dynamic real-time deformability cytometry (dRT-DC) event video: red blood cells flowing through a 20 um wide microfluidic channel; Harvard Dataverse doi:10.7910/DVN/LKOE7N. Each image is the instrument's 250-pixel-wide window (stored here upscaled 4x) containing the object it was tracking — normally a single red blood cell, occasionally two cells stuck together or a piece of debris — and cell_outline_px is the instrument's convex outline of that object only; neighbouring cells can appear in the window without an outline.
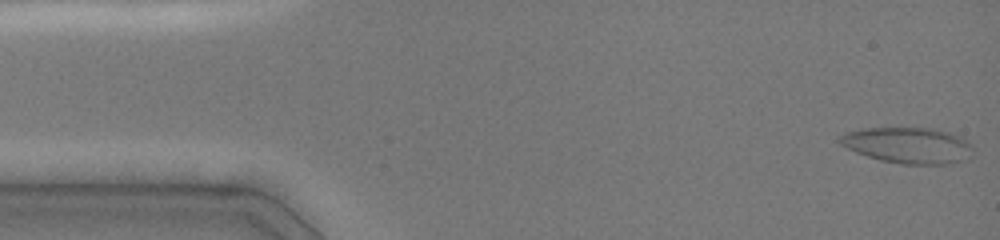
{"species": "common noctule bat (a hibernating species)", "species_latin": "Nyctalus noctula", "temperature_condition": "cold", "stored_images_in_passage": 41, "camera_frame_rate_fps": 3000, "um_per_image_px": 0.085, "animal": {"sex": "female", "body_mass_g": 19.0, "forearm_length_mm": 51.5}, "frame": {"image": 1, "passage_image": 1, "time_ms": 0.0, "image_size_px": [1000, 240], "cell_outline_px": [[972, 156], [964, 160], [948, 164], [900, 164], [880, 160], [856, 152], [840, 144], [836, 140], [836, 136], [848, 132], [864, 128], [932, 128], [948, 132], [960, 136], [972, 144]], "centroid_in_image_um": [77.18, 12.35], "position_along_channel_um": 7.8, "area_um2": 28.09}}
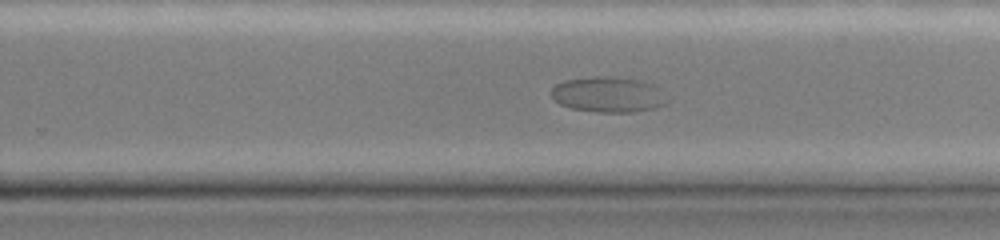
{"frame": {"image": 2, "passage_image": 22, "time_ms": 10.333, "image_size_px": [1000, 240], "cell_outline_px": [[672, 100], [668, 104], [656, 108], [636, 112], [600, 112], [572, 108], [560, 104], [552, 96], [552, 88], [556, 84], [564, 80], [596, 76], [616, 76], [644, 80], [652, 84], [672, 96]], "centroid_in_image_um": [51.84, 8.03], "position_along_channel_um": 278.0, "area_um2": 24.62}}
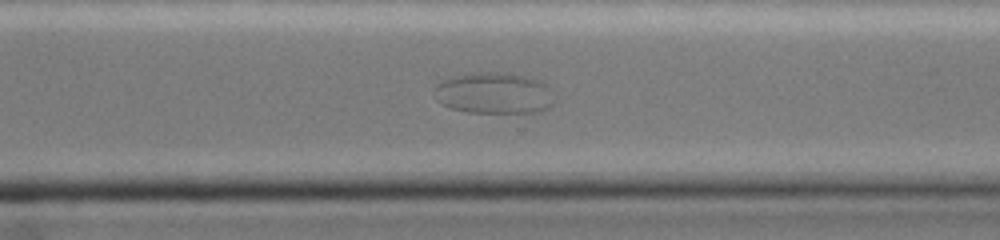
{"frame": {"image": 3, "passage_image": 27, "time_ms": 11.667, "image_size_px": [1000, 240], "cell_outline_px": [[552, 104], [548, 108], [536, 112], [468, 112], [452, 108], [440, 104], [436, 100], [432, 92], [436, 84], [444, 80], [464, 72], [500, 72], [524, 76], [544, 80], [548, 84]], "centroid_in_image_um": [41.93, 7.9], "position_along_channel_um": 328.7, "area_um2": 29.07}}